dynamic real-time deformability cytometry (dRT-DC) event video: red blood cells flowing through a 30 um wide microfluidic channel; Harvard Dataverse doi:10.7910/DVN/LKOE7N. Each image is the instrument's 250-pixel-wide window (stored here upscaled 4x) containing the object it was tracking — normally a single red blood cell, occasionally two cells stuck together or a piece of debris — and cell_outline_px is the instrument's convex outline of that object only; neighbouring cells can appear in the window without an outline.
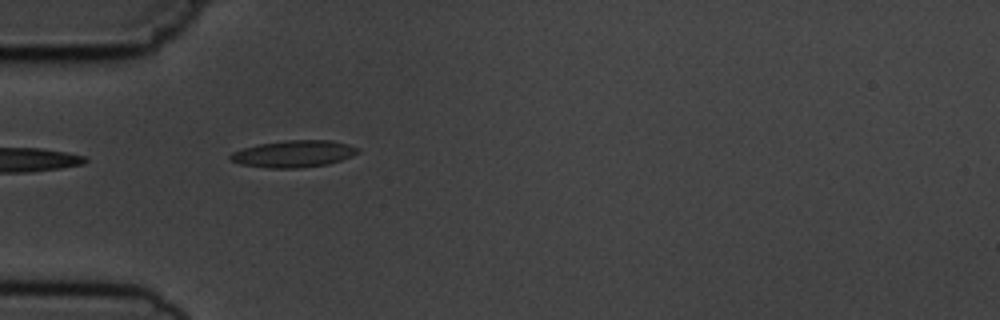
{"species": "common noctule bat (a hibernating species)", "species_latin": "Nyctalus noctula", "temperature_condition": "cold", "stored_images_in_passage": 3, "camera_frame_rate_fps": 3000, "um_per_image_px": 0.085, "animal": {"sex": "male", "body_mass_g": 19.5, "forearm_length_mm": 54.6}, "frame": {"image": 1, "passage_image": 1, "time_ms": 0.0, "image_size_px": [1000, 320], "cell_outline_px": [[360, 152], [352, 156], [328, 164], [300, 168], [268, 168], [240, 164], [228, 160], [228, 156], [232, 152], [244, 148], [260, 144], [288, 140], [332, 140], [348, 144], [360, 148]], "centroid_in_image_um": [24.97, 13.08], "position_along_channel_um": 60.0, "area_um2": 20.06}}
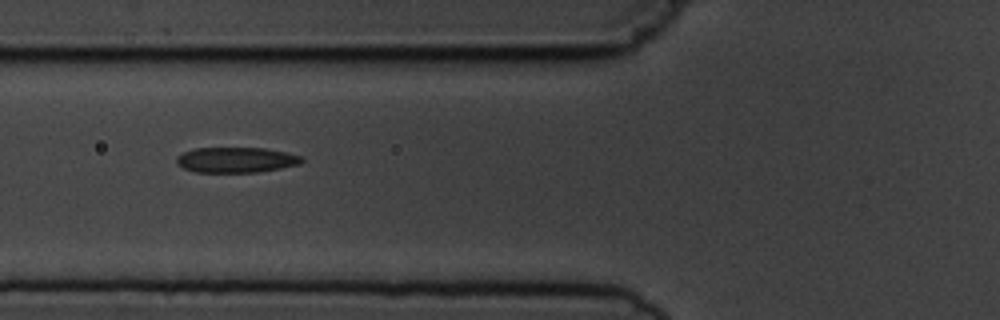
{"frame": {"image": 2, "passage_image": 2, "time_ms": 1.333, "image_size_px": [1000, 320], "cell_outline_px": [[304, 160], [300, 164], [280, 168], [256, 172], [196, 172], [184, 168], [176, 164], [176, 156], [184, 152], [196, 148], [264, 148], [288, 152], [304, 156]], "centroid_in_image_um": [20.1, 13.58], "position_along_channel_um": 105.7, "area_um2": 18.61}}
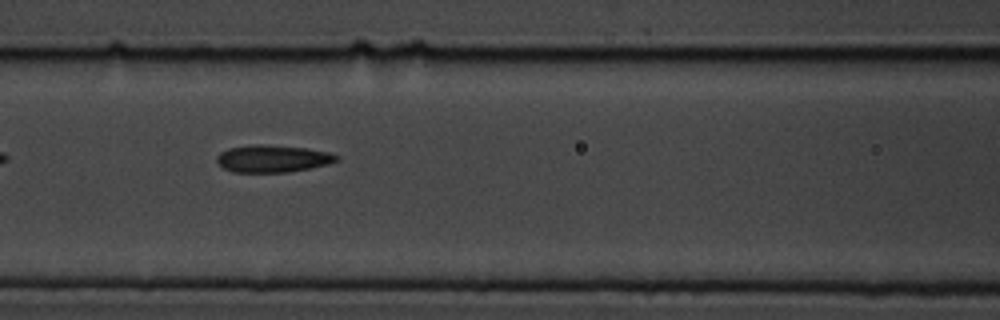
{"frame": {"image": 3, "passage_image": 3, "time_ms": 2.333, "image_size_px": [1000, 320], "cell_outline_px": [[340, 160], [328, 164], [288, 172], [232, 172], [224, 168], [216, 160], [216, 156], [220, 152], [228, 148], [252, 144], [264, 144], [308, 148], [328, 152], [340, 156]], "centroid_in_image_um": [23.18, 13.47], "position_along_channel_um": 143.4, "area_um2": 19.13}}